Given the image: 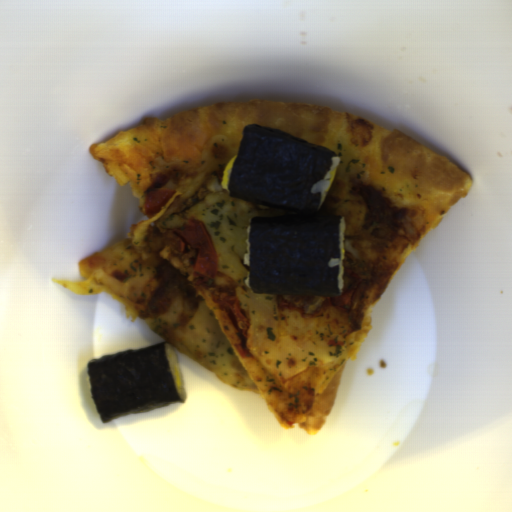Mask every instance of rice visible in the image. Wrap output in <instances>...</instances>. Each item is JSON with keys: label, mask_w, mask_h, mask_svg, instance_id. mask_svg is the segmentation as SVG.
I'll list each match as a JSON object with an SVG mask.
<instances>
[{"label": "rice", "mask_w": 512, "mask_h": 512, "mask_svg": "<svg viewBox=\"0 0 512 512\" xmlns=\"http://www.w3.org/2000/svg\"><path fill=\"white\" fill-rule=\"evenodd\" d=\"M244 284L247 288H250L251 285H250V274L248 275V277L245 279L244 281Z\"/></svg>", "instance_id": "obj_5"}, {"label": "rice", "mask_w": 512, "mask_h": 512, "mask_svg": "<svg viewBox=\"0 0 512 512\" xmlns=\"http://www.w3.org/2000/svg\"><path fill=\"white\" fill-rule=\"evenodd\" d=\"M164 352H165V356H166V359H167V362H168V366H169V369H170L171 376H172L173 382L175 384V387H176L178 393L180 394L183 402H185V400H186V393H185V389H184L183 371H182V368L180 366L177 353H176V351H175V349H174L172 344H166V343H164ZM175 366H179V369H180L182 388H178V386L176 384V381H175L174 372H173V369H174Z\"/></svg>", "instance_id": "obj_1"}, {"label": "rice", "mask_w": 512, "mask_h": 512, "mask_svg": "<svg viewBox=\"0 0 512 512\" xmlns=\"http://www.w3.org/2000/svg\"><path fill=\"white\" fill-rule=\"evenodd\" d=\"M345 231H346V219L342 217L341 220H339V246H340V255L338 258H332L329 262V267H333L338 265V287L340 292H344L345 283L343 280V274H342V250L344 249V237H345Z\"/></svg>", "instance_id": "obj_2"}, {"label": "rice", "mask_w": 512, "mask_h": 512, "mask_svg": "<svg viewBox=\"0 0 512 512\" xmlns=\"http://www.w3.org/2000/svg\"><path fill=\"white\" fill-rule=\"evenodd\" d=\"M340 164H341V157L336 154L335 156L332 157L331 164H330V167H329L326 175L323 178H321L317 183H315L311 190L312 194L316 193V192H321L320 198H319V208L322 206L323 195L329 189L331 172L335 168L337 171Z\"/></svg>", "instance_id": "obj_3"}, {"label": "rice", "mask_w": 512, "mask_h": 512, "mask_svg": "<svg viewBox=\"0 0 512 512\" xmlns=\"http://www.w3.org/2000/svg\"><path fill=\"white\" fill-rule=\"evenodd\" d=\"M250 227H251V224L247 225L246 230H245L247 237H246V241H245V252H244V258H243V263L245 265H249V266H250V250H249Z\"/></svg>", "instance_id": "obj_4"}]
</instances>
